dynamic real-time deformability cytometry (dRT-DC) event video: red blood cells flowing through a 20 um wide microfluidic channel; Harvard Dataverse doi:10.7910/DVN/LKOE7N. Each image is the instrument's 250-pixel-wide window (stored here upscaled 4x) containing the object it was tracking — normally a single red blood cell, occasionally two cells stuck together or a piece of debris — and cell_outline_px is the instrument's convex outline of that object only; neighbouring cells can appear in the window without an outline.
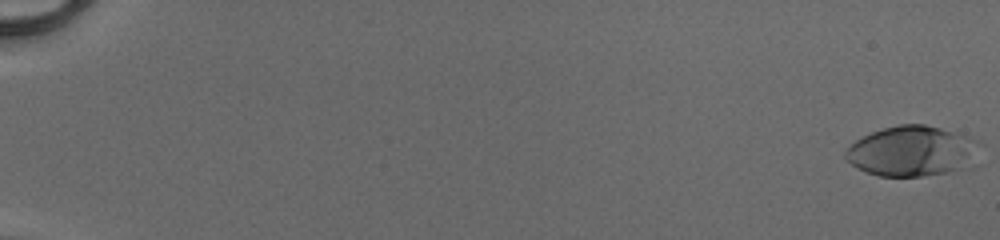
{"species": "human", "species_latin": "Homo sapiens", "temperature_condition": "cold", "stored_images_in_passage": 53, "camera_frame_rate_fps": 3000, "um_per_image_px": 0.085, "donor": {"sex": "male"}, "frame": {"image": 1, "passage_image": 1, "time_ms": 0.0, "image_size_px": [1000, 240], "cell_outline_px": [[984, 144], [976, 168], [924, 176], [880, 176], [864, 172], [852, 164], [844, 156], [844, 152], [856, 140], [872, 132], [884, 128], [900, 124], [924, 124], [940, 128], [968, 136], [980, 140]], "centroid_in_image_um": [77.7, 12.87], "position_along_channel_um": 7.3, "area_um2": 40.46}}
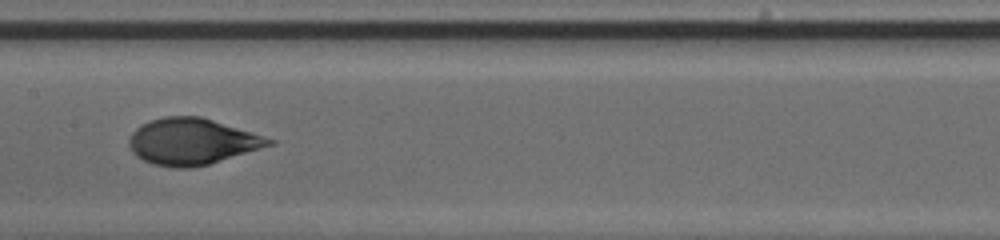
{"frame": {"image": 2, "passage_image": 30, "time_ms": 9.667, "image_size_px": [1000, 240], "cell_outline_px": [[276, 144], [208, 164], [188, 168], [176, 168], [152, 164], [136, 156], [132, 152], [128, 144], [128, 140], [132, 132], [140, 124], [148, 120], [164, 116], [200, 116], [252, 132], [276, 140]], "centroid_in_image_um": [16.3, 12.02], "position_along_channel_um": 191.1, "area_um2": 37.86}}
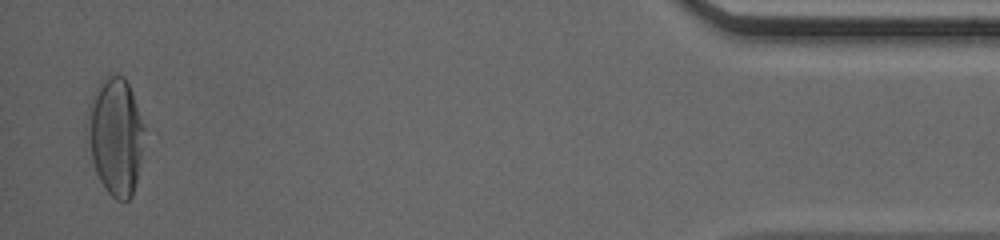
{"frame": {"image": 3, "passage_image": 52, "time_ms": 17.0, "image_size_px": [1000, 240], "cell_outline_px": [[144, 128], [136, 180], [132, 196], [128, 200], [116, 200], [108, 192], [100, 180], [96, 172], [84, 144], [88, 104], [100, 80], [108, 72], [116, 72], [124, 76], [132, 92]], "centroid_in_image_um": [9.73, 11.51], "position_along_channel_um": 425.5, "area_um2": 39.48}, "authors_computed_cell_mechanics": {"area_um2": 37.3966, "velocity_mm_per_s": 4.1296, "shape_relaxation_time_tau1_ms": 4.5549, "shape_relaxation_time_tau2_ms": null, "deformation_change_tau1": 0.207, "deformation_change_tau2": null}}